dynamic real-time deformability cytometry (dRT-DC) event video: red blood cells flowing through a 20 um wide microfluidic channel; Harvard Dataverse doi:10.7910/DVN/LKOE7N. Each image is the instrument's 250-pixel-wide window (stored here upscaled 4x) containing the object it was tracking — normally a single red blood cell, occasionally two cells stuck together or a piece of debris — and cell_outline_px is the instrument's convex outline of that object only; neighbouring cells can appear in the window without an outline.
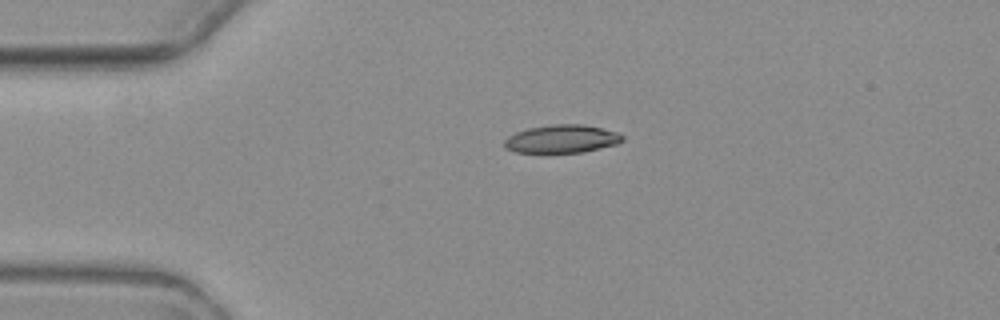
{"species": "common noctule bat (a hibernating species)", "species_latin": "Nyctalus noctula", "temperature_condition": "warm", "stored_images_in_passage": 2, "camera_frame_rate_fps": 3000, "um_per_image_px": 0.085, "animal": {"sex": "female", "body_mass_g": 19.3, "forearm_length_mm": 54.1}, "frame": {"image": 1, "passage_image": 1, "time_ms": 0.0, "image_size_px": [1000, 320], "cell_outline_px": [[624, 140], [616, 144], [584, 152], [516, 152], [504, 148], [504, 140], [508, 136], [516, 132], [528, 128], [552, 124], [584, 124], [616, 132], [624, 136]], "centroid_in_image_um": [47.74, 11.8], "position_along_channel_um": 37.3, "area_um2": 19.25}}